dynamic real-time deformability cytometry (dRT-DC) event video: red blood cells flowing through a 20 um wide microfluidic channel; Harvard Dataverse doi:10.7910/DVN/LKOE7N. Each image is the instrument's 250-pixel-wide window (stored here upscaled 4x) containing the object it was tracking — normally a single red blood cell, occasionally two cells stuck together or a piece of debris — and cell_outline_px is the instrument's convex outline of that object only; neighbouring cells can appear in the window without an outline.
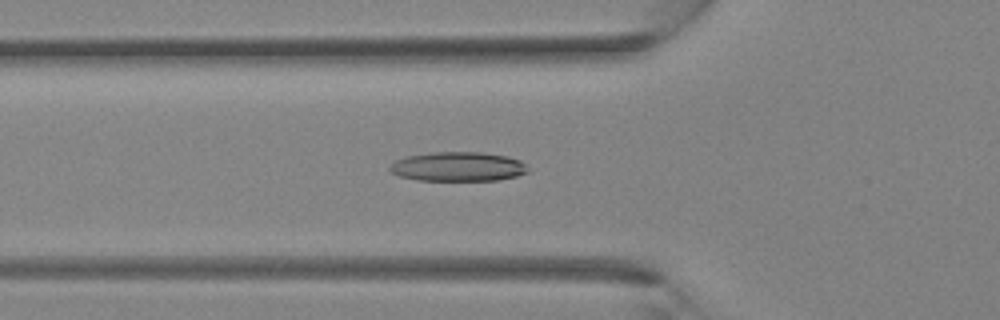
{"species": "Egyptian fruit bat (a non-hibernating species)", "species_latin": "Rousettus aegyptiacus", "temperature_condition": "room temperature", "stored_images_in_passage": 29, "camera_frame_rate_fps": 3000, "um_per_image_px": 0.085, "animal": {"sex": "female"}, "frame": {"image": 1, "passage_image": 6, "time_ms": 1.667, "image_size_px": [1000, 320], "cell_outline_px": [[528, 172], [516, 176], [496, 180], [416, 180], [400, 176], [392, 172], [388, 168], [396, 160], [408, 156], [432, 152], [480, 152], [508, 156], [520, 160], [528, 168]], "centroid_in_image_um": [38.94, 14.16], "position_along_channel_um": 86.9, "area_um2": 23.47}}
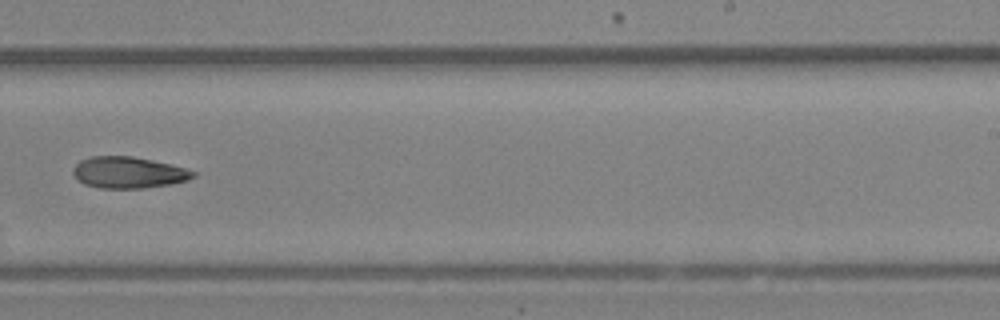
{"frame": {"image": 2, "passage_image": 16, "time_ms": 5.0, "image_size_px": [1000, 320], "cell_outline_px": [[196, 176], [188, 180], [168, 184], [140, 188], [100, 188], [84, 184], [72, 172], [72, 168], [80, 160], [92, 156], [132, 156], [172, 164], [196, 172]], "centroid_in_image_um": [10.91, 14.65], "position_along_channel_um": 278.1, "area_um2": 21.85}}
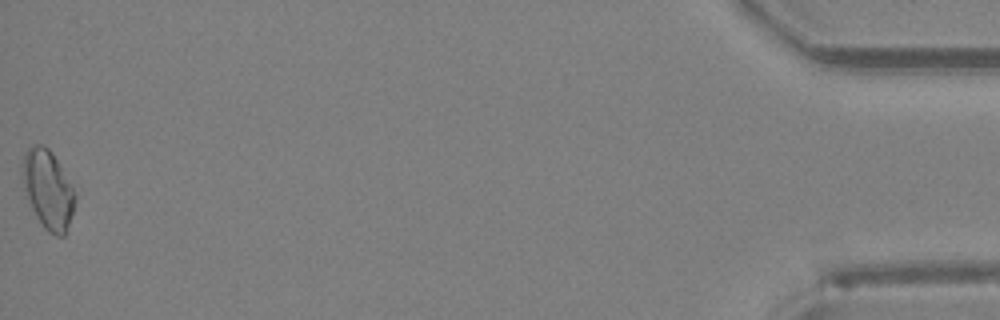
{"frame": {"image": 3, "passage_image": 29, "time_ms": 9.333, "image_size_px": [1000, 320], "cell_outline_px": [[76, 200], [64, 236], [56, 236], [48, 232], [44, 228], [36, 216], [28, 200], [20, 172], [24, 152], [32, 144], [44, 144], [52, 152], [72, 184], [76, 192]], "centroid_in_image_um": [4.06, 16.06], "position_along_channel_um": 431.1, "area_um2": 24.33}}